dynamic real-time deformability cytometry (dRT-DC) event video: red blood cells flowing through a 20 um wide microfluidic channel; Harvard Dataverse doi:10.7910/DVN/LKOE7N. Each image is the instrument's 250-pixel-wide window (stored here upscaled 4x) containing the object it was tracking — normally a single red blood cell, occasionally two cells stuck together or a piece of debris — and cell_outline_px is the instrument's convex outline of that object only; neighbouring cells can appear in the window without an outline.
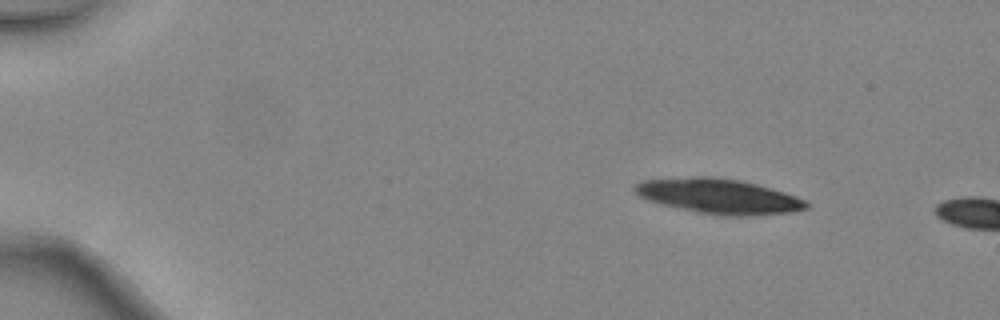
{"species": "common noctule bat (a hibernating species)", "species_latin": "Nyctalus noctula", "temperature_condition": "warm", "stored_images_in_passage": 2, "camera_frame_rate_fps": 3000, "um_per_image_px": 0.085, "animal": {"sex": "female", "body_mass_g": 24.6, "forearm_length_mm": 56.2}, "frame": {"image": 1, "passage_image": 1, "time_ms": 0.0, "image_size_px": [1000, 320], "cell_outline_px": [[808, 208], [792, 212], [752, 216], [720, 216], [696, 212], [660, 204], [644, 200], [632, 188], [636, 184], [644, 180], [692, 176], [716, 176], [740, 180], [756, 184], [784, 192], [796, 196], [804, 200], [808, 204]], "centroid_in_image_um": [61.07, 16.68], "position_along_channel_um": 23.9, "area_um2": 35.26}}